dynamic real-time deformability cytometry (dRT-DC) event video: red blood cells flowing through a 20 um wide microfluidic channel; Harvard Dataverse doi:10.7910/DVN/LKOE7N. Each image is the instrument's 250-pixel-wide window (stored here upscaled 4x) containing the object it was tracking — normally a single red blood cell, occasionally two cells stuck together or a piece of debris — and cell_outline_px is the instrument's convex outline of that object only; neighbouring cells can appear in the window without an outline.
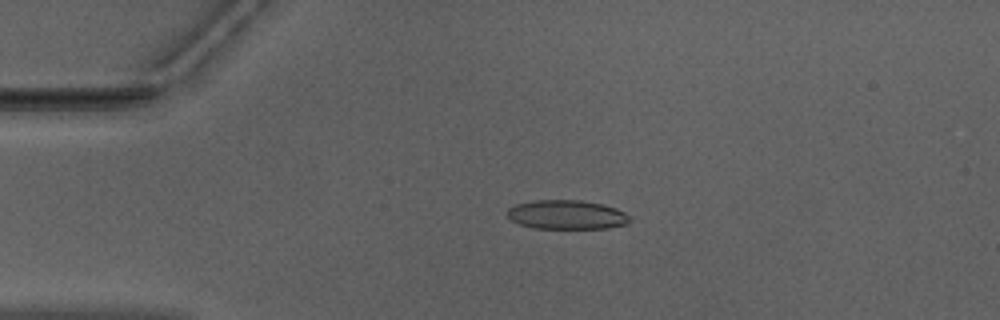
{"species": "Egyptian fruit bat (a non-hibernating species)", "species_latin": "Rousettus aegyptiacus", "temperature_condition": "warm", "stored_images_in_passage": 52, "camera_frame_rate_fps": 3000, "um_per_image_px": 0.085, "animal": {"sex": "male"}, "frame": {"image": 1, "passage_image": 12, "time_ms": 3.667, "image_size_px": [1000, 320], "cell_outline_px": [[632, 220], [628, 224], [608, 228], [532, 228], [520, 224], [512, 220], [508, 216], [508, 208], [516, 204], [536, 200], [580, 200], [604, 204], [616, 208], [624, 212]], "centroid_in_image_um": [48.2, 18.25], "position_along_channel_um": 36.8, "area_um2": 20.81}}
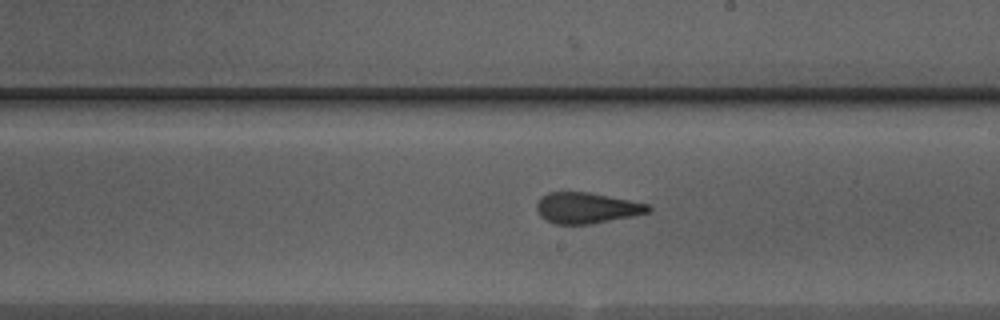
{"frame": {"image": 2, "passage_image": 30, "time_ms": 9.667, "image_size_px": [1000, 320], "cell_outline_px": [[652, 212], [592, 224], [556, 224], [544, 220], [540, 216], [536, 208], [536, 204], [540, 196], [548, 192], [588, 192], [648, 204], [652, 208]], "centroid_in_image_um": [49.84, 17.68], "position_along_channel_um": 239.2, "area_um2": 20.17}}
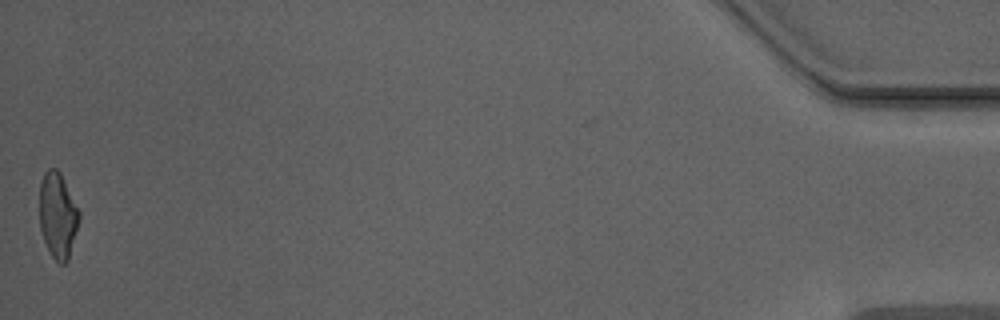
{"frame": {"image": 3, "passage_image": 52, "time_ms": 17.0, "image_size_px": [1000, 320], "cell_outline_px": [[80, 216], [68, 260], [64, 264], [60, 264], [52, 256], [44, 240], [40, 228], [40, 184], [44, 172], [48, 168], [56, 168], [60, 172], [80, 212]], "centroid_in_image_um": [4.9, 18.29], "position_along_channel_um": 430.3, "area_um2": 19.54}, "authors_computed_cell_mechanics": {"area_um2": 20.8947, "velocity_mm_per_s": 3.9782, "shape_relaxation_time_tau1_ms": 8.7957, "shape_relaxation_time_tau2_ms": 1.5112, "deformation_change_tau1": 0.2349, "deformation_change_tau2": 0.1034}}